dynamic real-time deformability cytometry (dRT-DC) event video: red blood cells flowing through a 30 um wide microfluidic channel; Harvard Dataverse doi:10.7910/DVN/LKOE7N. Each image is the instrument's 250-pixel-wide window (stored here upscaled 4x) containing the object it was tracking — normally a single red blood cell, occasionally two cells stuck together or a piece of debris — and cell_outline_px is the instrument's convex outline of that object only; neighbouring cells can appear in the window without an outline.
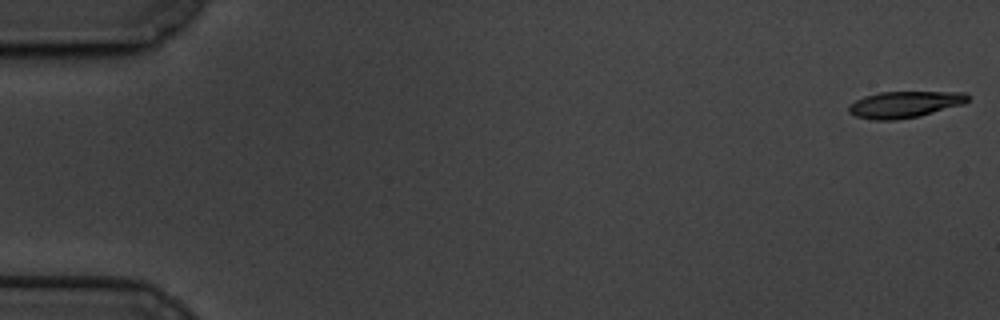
{"species": "common noctule bat (a hibernating species)", "species_latin": "Nyctalus noctula", "temperature_condition": "cold", "stored_images_in_passage": 60, "camera_frame_rate_fps": 3000, "um_per_image_px": 0.085, "animal": {"sex": "male", "body_mass_g": 19.5, "forearm_length_mm": 54.6}, "frame": {"image": 1, "passage_image": 1, "time_ms": 0.0, "image_size_px": [1000, 320], "cell_outline_px": [[968, 100], [964, 104], [920, 116], [896, 120], [872, 120], [856, 116], [848, 112], [848, 104], [864, 96], [880, 92], [968, 92]], "centroid_in_image_um": [76.88, 8.88], "position_along_channel_um": 8.1, "area_um2": 18.5}}
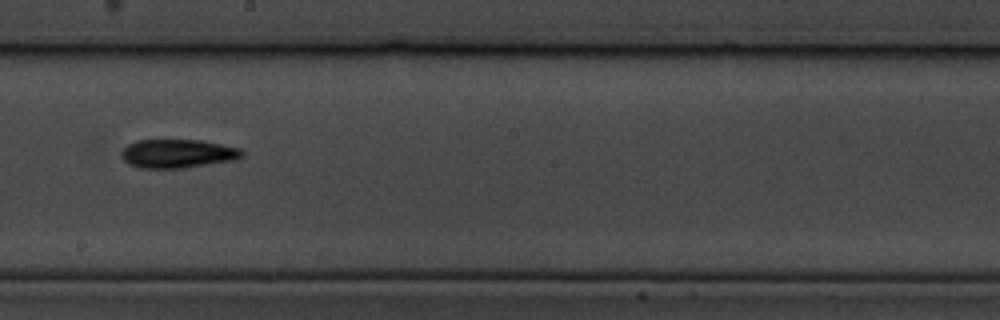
{"frame": {"image": 2, "passage_image": 34, "time_ms": 11.0, "image_size_px": [1000, 320], "cell_outline_px": [[244, 156], [236, 160], [184, 168], [140, 168], [128, 164], [120, 156], [120, 152], [128, 144], [136, 140], [200, 140], [240, 148], [244, 152]], "centroid_in_image_um": [15.1, 13.06], "position_along_channel_um": 233.1, "area_um2": 20.35}}
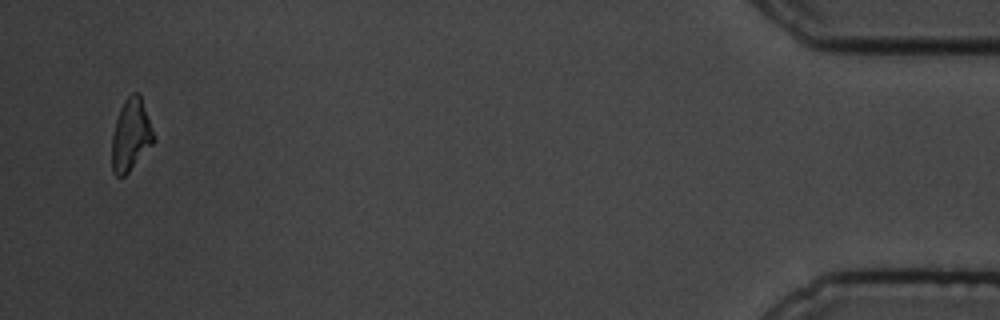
{"frame": {"image": 3, "passage_image": 58, "time_ms": 19.0, "image_size_px": [1000, 320], "cell_outline_px": [[156, 140], [128, 172], [124, 176], [116, 176], [112, 172], [112, 136], [116, 120], [120, 108], [124, 100], [132, 92], [140, 92]], "centroid_in_image_um": [11.12, 11.45], "position_along_channel_um": 424.1, "area_um2": 17.51}, "authors_computed_cell_mechanics": {"area_um2": 19.2763, "velocity_mm_per_s": 3.3787, "shape_relaxation_time_tau1_ms": 4.3117, "shape_relaxation_time_tau2_ms": null, "deformation_change_tau1": 0.1557, "deformation_change_tau2": null}}